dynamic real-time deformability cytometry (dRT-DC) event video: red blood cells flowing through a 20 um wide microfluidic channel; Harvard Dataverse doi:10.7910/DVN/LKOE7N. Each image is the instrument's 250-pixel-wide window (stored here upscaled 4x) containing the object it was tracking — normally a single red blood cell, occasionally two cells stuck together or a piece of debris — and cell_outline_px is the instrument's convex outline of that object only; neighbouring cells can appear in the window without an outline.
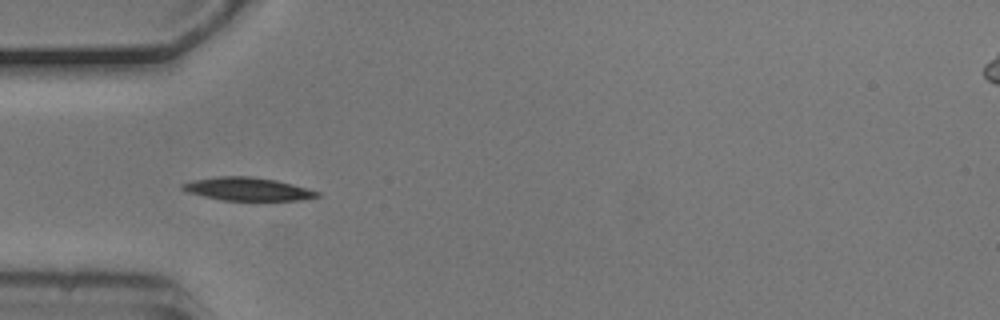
{"species": "common noctule bat (a hibernating species)", "species_latin": "Nyctalus noctula", "temperature_condition": "cold", "stored_images_in_passage": 27, "camera_frame_rate_fps": 3000, "um_per_image_px": 0.085, "animal": {"sex": "male", "body_mass_g": 20.5, "forearm_length_mm": 52.5}, "frame": {"image": 1, "passage_image": 4, "time_ms": 1.0, "image_size_px": [1000, 320], "cell_outline_px": [[320, 196], [300, 200], [224, 200], [204, 196], [188, 192], [180, 188], [180, 184], [192, 180], [220, 176], [252, 176], [276, 180], [308, 188], [320, 192]], "centroid_in_image_um": [21.04, 16.06], "position_along_channel_um": 64.0, "area_um2": 18.09}}
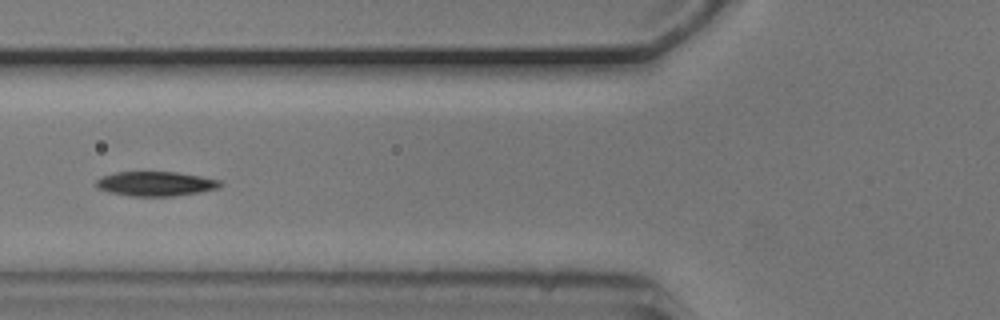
{"frame": {"image": 2, "passage_image": 8, "time_ms": 2.333, "image_size_px": [1000, 320], "cell_outline_px": [[224, 184], [216, 188], [200, 192], [172, 196], [128, 196], [108, 192], [96, 188], [96, 180], [104, 176], [116, 172], [176, 172], [200, 176], [220, 180]], "centroid_in_image_um": [13.21, 15.62], "position_along_channel_um": 112.6, "area_um2": 17.69}}
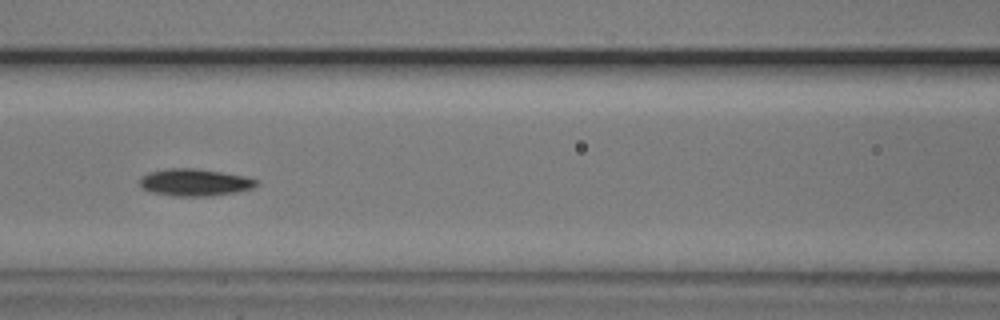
{"frame": {"image": 3, "passage_image": 11, "time_ms": 3.333, "image_size_px": [1000, 320], "cell_outline_px": [[260, 184], [252, 188], [236, 192], [212, 196], [172, 196], [152, 192], [140, 188], [140, 176], [148, 172], [168, 168], [196, 168], [248, 176], [260, 180]], "centroid_in_image_um": [16.58, 15.5], "position_along_channel_um": 150.0, "area_um2": 18.84}}